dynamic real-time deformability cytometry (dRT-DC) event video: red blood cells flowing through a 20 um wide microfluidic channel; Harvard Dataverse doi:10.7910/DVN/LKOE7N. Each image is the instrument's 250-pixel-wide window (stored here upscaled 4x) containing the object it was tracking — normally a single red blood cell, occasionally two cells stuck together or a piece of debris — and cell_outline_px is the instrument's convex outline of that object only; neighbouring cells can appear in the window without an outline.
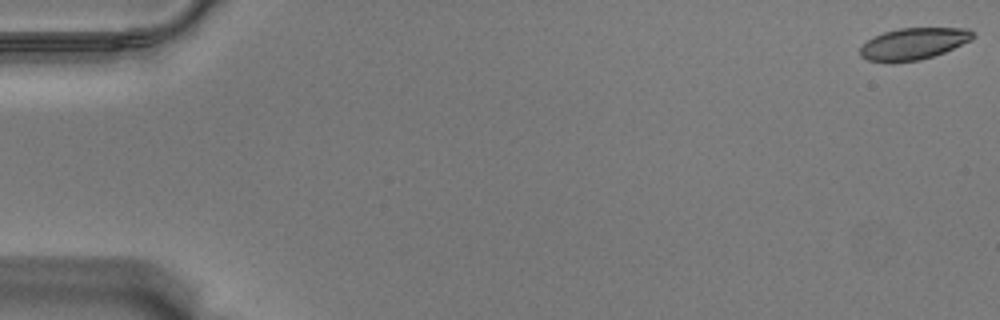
{"species": "Egyptian fruit bat (a non-hibernating species)", "species_latin": "Rousettus aegyptiacus", "temperature_condition": "warm", "stored_images_in_passage": 52, "camera_frame_rate_fps": 3000, "um_per_image_px": 0.085, "animal": {"sex": "male"}, "frame": {"image": 1, "passage_image": 1, "time_ms": 0.0, "image_size_px": [1000, 320], "cell_outline_px": [[976, 36], [972, 40], [944, 52], [920, 60], [892, 64], [868, 60], [860, 56], [860, 48], [868, 40], [884, 32], [900, 28], [968, 28]], "centroid_in_image_um": [77.64, 3.74], "position_along_channel_um": 7.4, "area_um2": 20.98}}
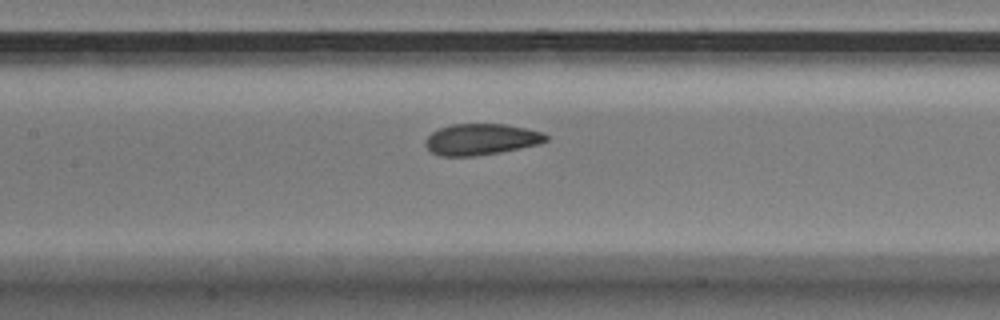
{"frame": {"image": 2, "passage_image": 28, "time_ms": 9.0, "image_size_px": [1000, 320], "cell_outline_px": [[548, 140], [540, 144], [500, 152], [476, 156], [440, 156], [432, 152], [424, 144], [424, 140], [432, 132], [440, 128], [452, 124], [504, 124], [544, 132], [548, 136]], "centroid_in_image_um": [40.9, 11.85], "position_along_channel_um": 166.5, "area_um2": 21.96}}
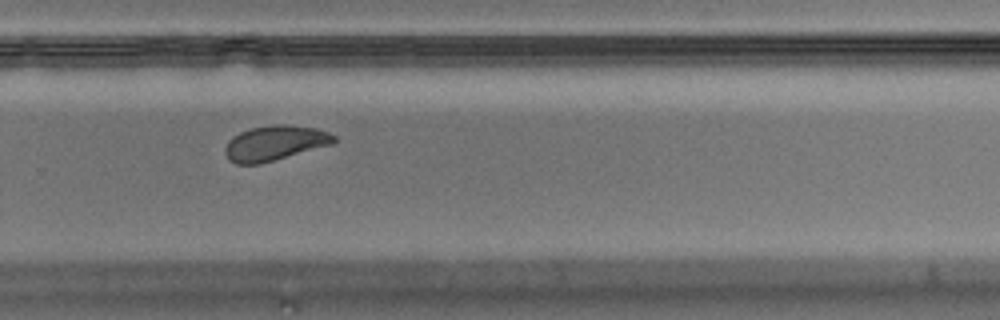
{"frame": {"image": 3, "passage_image": 40, "time_ms": 13.0, "image_size_px": [1000, 320], "cell_outline_px": [[336, 140], [332, 144], [260, 164], [236, 164], [228, 160], [224, 152], [224, 148], [228, 140], [232, 136], [240, 132], [252, 128], [276, 124], [284, 124], [316, 128], [328, 132], [336, 136]], "centroid_in_image_um": [23.33, 12.16], "position_along_channel_um": 306.5, "area_um2": 22.2}}